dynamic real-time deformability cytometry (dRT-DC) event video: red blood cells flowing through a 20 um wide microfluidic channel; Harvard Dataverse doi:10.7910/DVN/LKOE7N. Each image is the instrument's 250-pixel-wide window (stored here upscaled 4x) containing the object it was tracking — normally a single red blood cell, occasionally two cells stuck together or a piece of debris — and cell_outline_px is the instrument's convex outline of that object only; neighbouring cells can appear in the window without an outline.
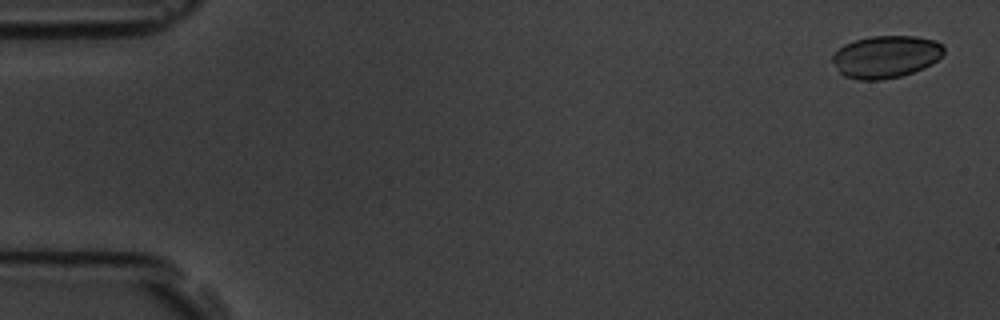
{"species": "common noctule bat (a hibernating species)", "species_latin": "Nyctalus noctula", "temperature_condition": "room temperature", "stored_images_in_passage": 5, "camera_frame_rate_fps": 3000, "um_per_image_px": 0.085, "animal": {"sex": "male", "body_mass_g": 19.5, "forearm_length_mm": 54.6}, "frame": {"image": 1, "passage_image": 1, "time_ms": 0.0, "image_size_px": [1000, 320], "cell_outline_px": [[944, 52], [932, 64], [924, 68], [900, 76], [880, 80], [856, 80], [844, 76], [840, 72], [832, 60], [832, 56], [844, 44], [856, 40], [872, 36], [916, 36], [936, 40], [944, 48]], "centroid_in_image_um": [75.3, 4.82], "position_along_channel_um": 9.7, "area_um2": 27.34}}